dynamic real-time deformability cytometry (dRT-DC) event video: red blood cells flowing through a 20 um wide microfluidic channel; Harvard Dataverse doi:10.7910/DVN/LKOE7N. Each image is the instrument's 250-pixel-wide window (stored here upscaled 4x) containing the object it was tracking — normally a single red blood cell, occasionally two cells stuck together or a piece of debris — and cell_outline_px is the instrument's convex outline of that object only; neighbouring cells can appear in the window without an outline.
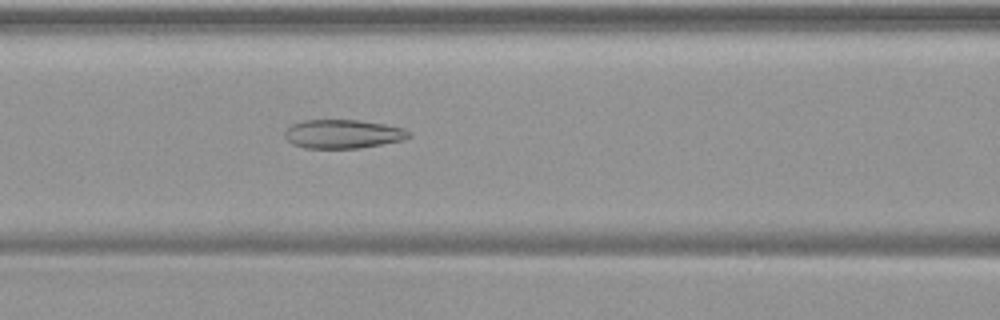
{"species": "common noctule bat (a hibernating species)", "species_latin": "Nyctalus noctula", "temperature_condition": "warm", "stored_images_in_passage": 55, "camera_frame_rate_fps": 3000, "um_per_image_px": 0.085, "animal": {"sex": "female", "body_mass_g": 19.9}, "frame": {"image": 1, "passage_image": 24, "time_ms": 7.667, "image_size_px": [1000, 320], "cell_outline_px": [[412, 136], [404, 140], [360, 148], [304, 148], [292, 144], [284, 136], [284, 132], [292, 124], [304, 120], [360, 120], [384, 124], [404, 128], [412, 132]], "centroid_in_image_um": [29.18, 11.39], "position_along_channel_um": 137.4, "area_um2": 20.98}}
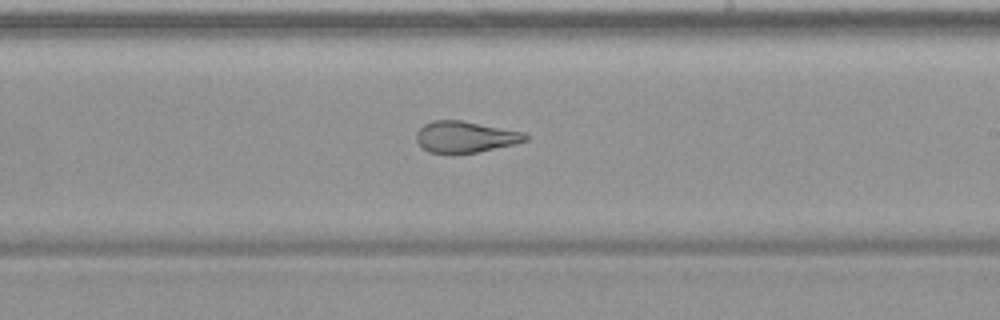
{"frame": {"image": 2, "passage_image": 33, "time_ms": 10.667, "image_size_px": [1000, 320], "cell_outline_px": [[528, 140], [516, 144], [476, 152], [452, 156], [448, 156], [428, 152], [416, 140], [416, 132], [424, 124], [432, 120], [460, 120], [524, 132], [528, 136]], "centroid_in_image_um": [39.51, 11.67], "position_along_channel_um": 249.5, "area_um2": 20.35}}
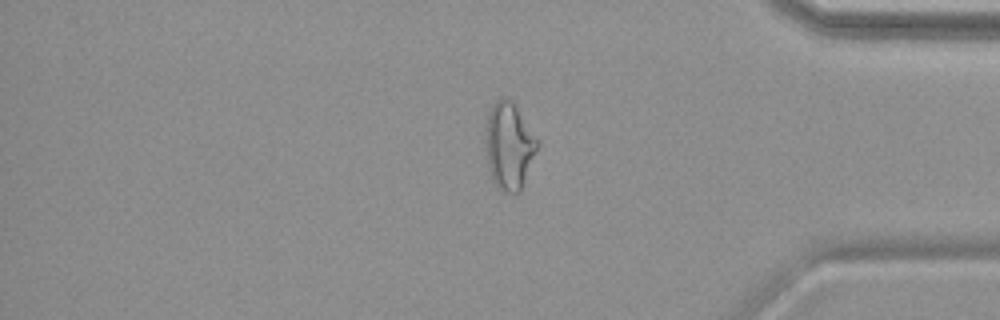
{"frame": {"image": 3, "passage_image": 46, "time_ms": 15.0, "image_size_px": [1000, 320], "cell_outline_px": [[540, 144], [520, 192], [500, 192], [492, 180], [488, 168], [484, 140], [484, 128], [488, 112], [492, 104], [500, 96], [508, 96], [512, 100], [540, 140]], "centroid_in_image_um": [43.26, 12.35], "position_along_channel_um": 391.9, "area_um2": 27.22}, "authors_computed_cell_mechanics": {"area_um2": 26.7036, "velocity_mm_per_s": 3.7552, "shape_relaxation_time_tau1_ms": null, "shape_relaxation_time_tau2_ms": 2.018, "deformation_change_tau1": null, "deformation_change_tau2": 0.1094}}